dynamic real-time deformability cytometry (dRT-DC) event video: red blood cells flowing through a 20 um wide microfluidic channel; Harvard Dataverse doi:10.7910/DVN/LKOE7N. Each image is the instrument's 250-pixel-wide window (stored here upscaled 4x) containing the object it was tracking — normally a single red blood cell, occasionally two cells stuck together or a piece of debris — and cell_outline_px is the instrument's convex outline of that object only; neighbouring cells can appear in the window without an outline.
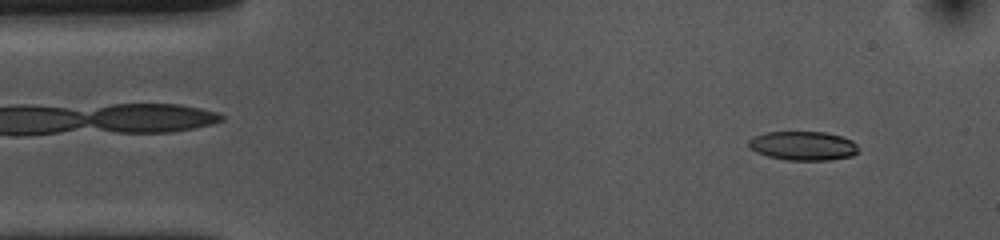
{"species": "common noctule bat (a hibernating species)", "species_latin": "Nyctalus noctula", "temperature_condition": "cold", "stored_images_in_passage": 53, "camera_frame_rate_fps": 3000, "um_per_image_px": 0.085, "animal": {"sex": "female", "body_mass_g": 10.0, "forearm_length_mm": 53.1}, "frame": {"image": 1, "passage_image": 4, "time_ms": 1.0, "image_size_px": [1000, 240], "cell_outline_px": [[860, 152], [852, 156], [828, 160], [788, 160], [768, 156], [756, 152], [748, 144], [748, 140], [756, 136], [768, 132], [824, 132], [840, 136], [852, 140], [860, 148]], "centroid_in_image_um": [68.32, 12.4], "position_along_channel_um": 16.7, "area_um2": 18.5}}
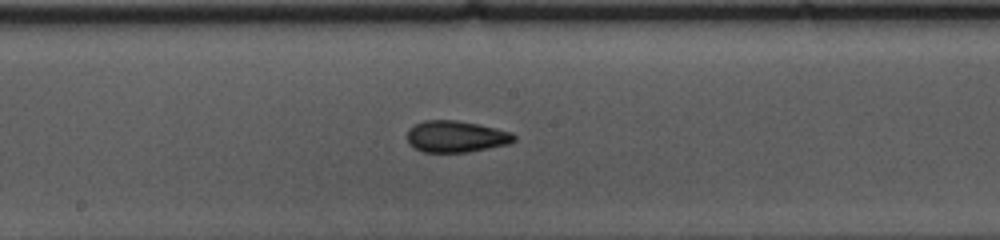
{"frame": {"image": 2, "passage_image": 26, "time_ms": 8.333, "image_size_px": [1000, 240], "cell_outline_px": [[516, 140], [508, 144], [468, 152], [424, 152], [408, 144], [408, 128], [412, 124], [424, 120], [456, 120], [496, 128], [512, 132], [516, 136]], "centroid_in_image_um": [38.75, 11.6], "position_along_channel_um": 209.5, "area_um2": 19.71}}
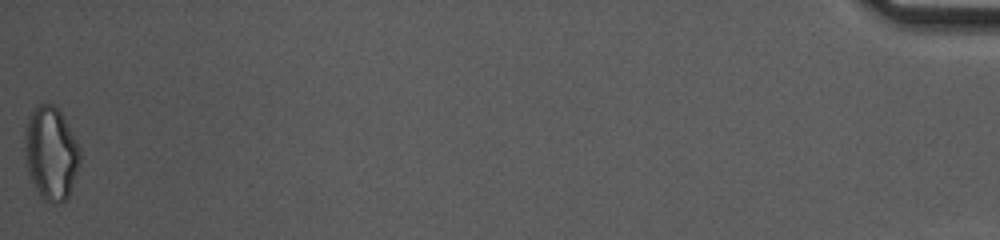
{"frame": {"image": 3, "passage_image": 53, "time_ms": 17.333, "image_size_px": [1000, 240], "cell_outline_px": [[80, 164], [68, 196], [60, 204], [52, 204], [44, 200], [40, 196], [28, 172], [24, 156], [24, 136], [28, 120], [32, 112], [40, 104], [52, 104], [60, 112], [76, 140], [80, 148]], "centroid_in_image_um": [4.33, 13.07], "position_along_channel_um": 430.9, "area_um2": 29.77}, "authors_computed_cell_mechanics": {"area_um2": 19.5942, "velocity_mm_per_s": 3.6357, "shape_relaxation_time_tau1_ms": 6.6944, "shape_relaxation_time_tau2_ms": 2.1094, "deformation_change_tau1": 0.1545, "deformation_change_tau2": 0.0782}}